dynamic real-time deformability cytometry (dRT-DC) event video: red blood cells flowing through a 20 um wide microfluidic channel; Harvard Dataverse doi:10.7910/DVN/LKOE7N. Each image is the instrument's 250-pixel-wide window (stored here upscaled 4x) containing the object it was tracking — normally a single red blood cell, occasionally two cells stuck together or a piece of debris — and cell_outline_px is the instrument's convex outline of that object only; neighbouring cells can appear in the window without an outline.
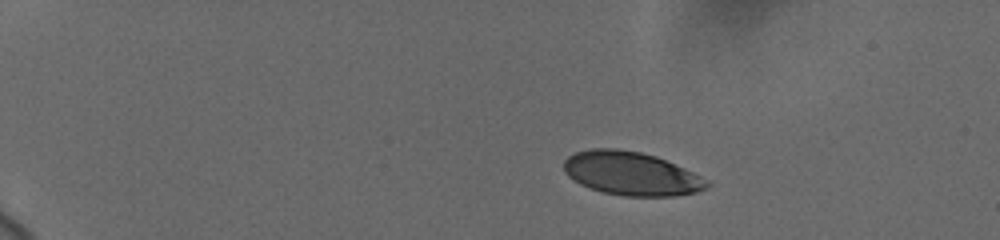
{"species": "human", "species_latin": "Homo sapiens", "temperature_condition": "cold", "stored_images_in_passage": 20, "camera_frame_rate_fps": 3000, "um_per_image_px": 0.085, "donor": {"sex": "female"}, "frame": {"image": 1, "passage_image": 1, "time_ms": 0.0, "image_size_px": [1000, 240], "cell_outline_px": [[712, 184], [708, 188], [696, 192], [672, 196], [624, 196], [604, 192], [580, 184], [568, 176], [564, 172], [564, 160], [568, 156], [576, 152], [592, 148], [616, 148], [640, 152], [656, 156], [684, 168], [708, 180]], "centroid_in_image_um": [53.66, 14.75], "position_along_channel_um": 31.3, "area_um2": 36.24}}
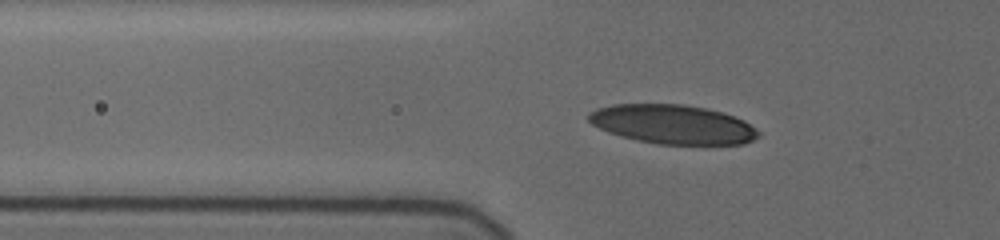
{"frame": {"image": 2, "passage_image": 12, "time_ms": 3.667, "image_size_px": [1000, 240], "cell_outline_px": [[760, 136], [744, 144], [656, 144], [608, 132], [592, 124], [588, 120], [588, 112], [596, 108], [612, 104], [684, 104], [708, 108], [744, 120], [756, 128], [760, 132]], "centroid_in_image_um": [57.19, 10.56], "position_along_channel_um": 68.6, "area_um2": 38.67}}
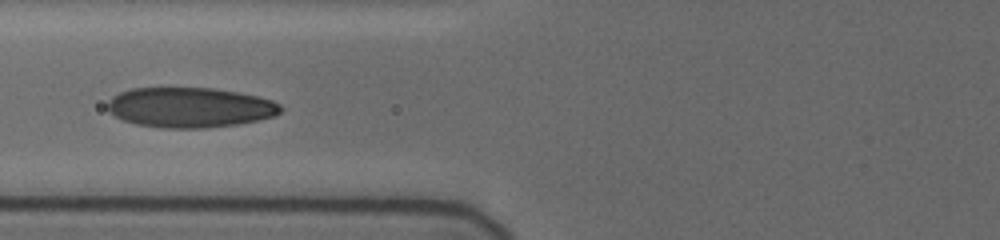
{"frame": {"image": 3, "passage_image": 19, "time_ms": 5.0, "image_size_px": [1000, 240], "cell_outline_px": [[284, 108], [276, 116], [260, 120], [236, 124], [204, 128], [164, 128], [136, 124], [124, 120], [108, 112], [108, 100], [112, 96], [120, 92], [132, 88], [212, 88], [236, 92], [256, 96], [272, 100], [280, 104]], "centroid_in_image_um": [16.15, 9.13], "position_along_channel_um": 109.6, "area_um2": 40.46}}